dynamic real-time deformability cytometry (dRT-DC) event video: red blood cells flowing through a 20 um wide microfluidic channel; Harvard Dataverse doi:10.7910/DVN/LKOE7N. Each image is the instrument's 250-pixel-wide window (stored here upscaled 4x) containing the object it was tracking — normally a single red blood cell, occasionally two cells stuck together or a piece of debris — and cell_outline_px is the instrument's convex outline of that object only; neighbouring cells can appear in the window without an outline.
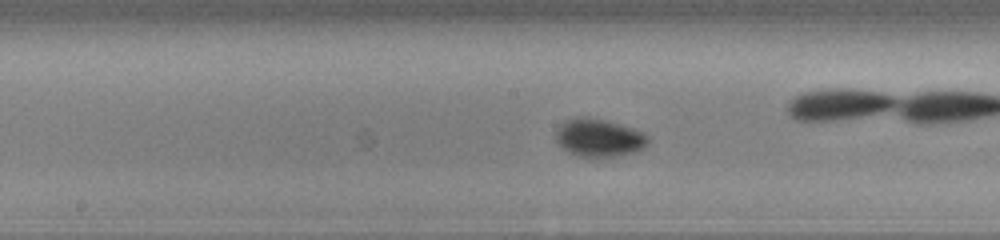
{"species": "common noctule bat (a hibernating species)", "species_latin": "Nyctalus noctula", "temperature_condition": "cold", "stored_images_in_passage": 48, "camera_frame_rate_fps": 3000, "um_per_image_px": 0.085, "animal": {"sex": "male", "body_mass_g": 13.0, "forearm_length_mm": 53.1}, "frame": {"image": 1, "passage_image": 21, "time_ms": 6.667, "image_size_px": [1000, 240], "cell_outline_px": [[648, 144], [644, 148], [632, 152], [600, 160], [576, 156], [568, 152], [556, 144], [556, 132], [560, 124], [576, 116], [584, 116], [604, 120], [632, 128], [648, 136]], "centroid_in_image_um": [50.86, 11.75], "position_along_channel_um": 197.3, "area_um2": 20.75}, "authors_computed_cell_mechanics": {"area_um2": 18.3804, "velocity_mm_per_s": 3.7394, "shape_relaxation_time_tau1_ms": 2.64, "shape_relaxation_time_tau2_ms": null, "deformation_change_tau1": 0.0613, "deformation_change_tau2": null}}